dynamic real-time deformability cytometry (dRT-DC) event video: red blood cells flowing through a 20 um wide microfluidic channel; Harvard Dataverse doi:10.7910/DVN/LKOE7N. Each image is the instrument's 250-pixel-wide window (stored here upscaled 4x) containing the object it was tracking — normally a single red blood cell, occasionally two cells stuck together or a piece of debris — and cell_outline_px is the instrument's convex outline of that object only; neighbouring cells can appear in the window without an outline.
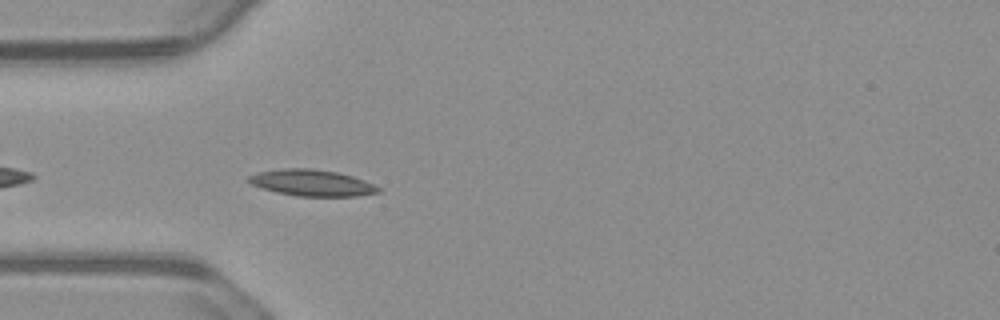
{"species": "common noctule bat (a hibernating species)", "species_latin": "Nyctalus noctula", "temperature_condition": "warm", "stored_images_in_passage": 34, "camera_frame_rate_fps": 3000, "um_per_image_px": 0.085, "animal": {"sex": "male", "body_mass_g": 23.1, "forearm_length_mm": 52.7}, "frame": {"image": 1, "passage_image": 3, "time_ms": 0.667, "image_size_px": [1000, 320], "cell_outline_px": [[380, 192], [356, 196], [296, 196], [276, 192], [252, 184], [244, 180], [248, 176], [260, 172], [284, 168], [308, 168], [336, 172], [352, 176], [364, 180], [380, 188]], "centroid_in_image_um": [26.49, 15.54], "position_along_channel_um": 58.5, "area_um2": 19.71}}
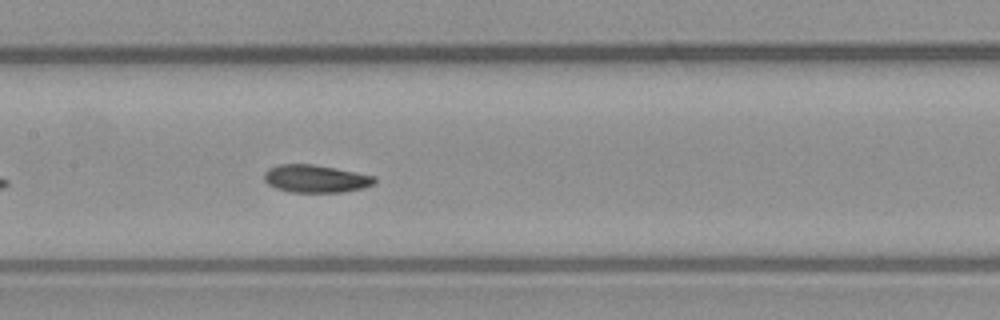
{"frame": {"image": 2, "passage_image": 13, "time_ms": 4.0, "image_size_px": [1000, 320], "cell_outline_px": [[376, 184], [364, 188], [344, 192], [292, 192], [276, 188], [268, 184], [264, 180], [264, 172], [268, 168], [280, 164], [312, 164], [336, 168], [376, 176]], "centroid_in_image_um": [26.86, 15.19], "position_along_channel_um": 180.5, "area_um2": 17.98}}
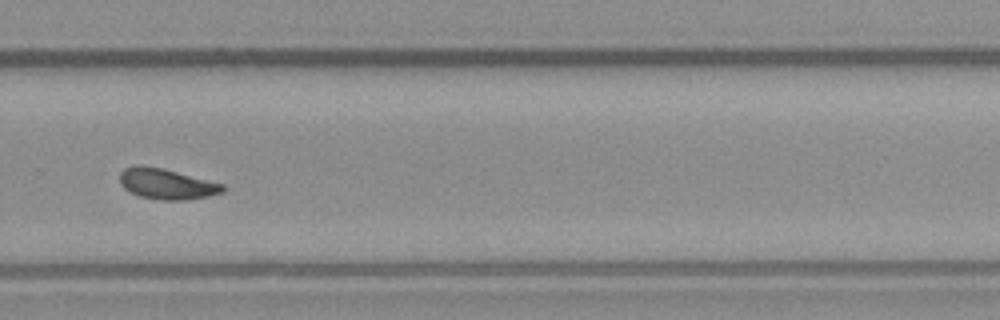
{"frame": {"image": 3, "passage_image": 24, "time_ms": 7.667, "image_size_px": [1000, 320], "cell_outline_px": [[224, 192], [208, 196], [188, 200], [160, 200], [140, 196], [124, 188], [120, 184], [120, 172], [124, 168], [136, 164], [144, 164], [224, 184]], "centroid_in_image_um": [14.14, 15.63], "position_along_channel_um": 315.7, "area_um2": 18.32}, "authors_computed_cell_mechanics": {"area_um2": 18.0914, "velocity_mm_per_s": 3.6994, "shape_relaxation_time_tau1_ms": 4.4794, "shape_relaxation_time_tau2_ms": 6.0066, "deformation_change_tau1": 0.1402, "deformation_change_tau2": 0.129}}